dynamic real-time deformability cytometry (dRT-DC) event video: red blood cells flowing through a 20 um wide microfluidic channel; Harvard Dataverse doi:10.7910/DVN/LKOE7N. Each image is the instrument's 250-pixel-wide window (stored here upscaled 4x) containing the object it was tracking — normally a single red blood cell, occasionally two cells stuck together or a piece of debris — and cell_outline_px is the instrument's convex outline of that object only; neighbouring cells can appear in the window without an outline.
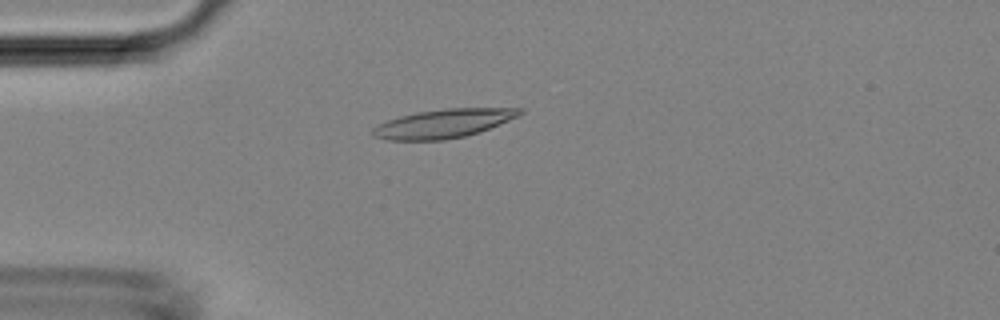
{"species": "Egyptian fruit bat (a non-hibernating species)", "species_latin": "Rousettus aegyptiacus", "temperature_condition": "room temperature", "stored_images_in_passage": 49, "camera_frame_rate_fps": 3000, "um_per_image_px": 0.085, "animal": {"sex": "female"}, "frame": {"image": 1, "passage_image": 12, "time_ms": 3.667, "image_size_px": [1000, 320], "cell_outline_px": [[524, 112], [508, 120], [480, 132], [464, 136], [444, 140], [384, 140], [372, 136], [372, 128], [388, 120], [400, 116], [416, 112], [448, 108], [524, 108]], "centroid_in_image_um": [37.66, 10.5], "position_along_channel_um": 47.3, "area_um2": 24.51}}
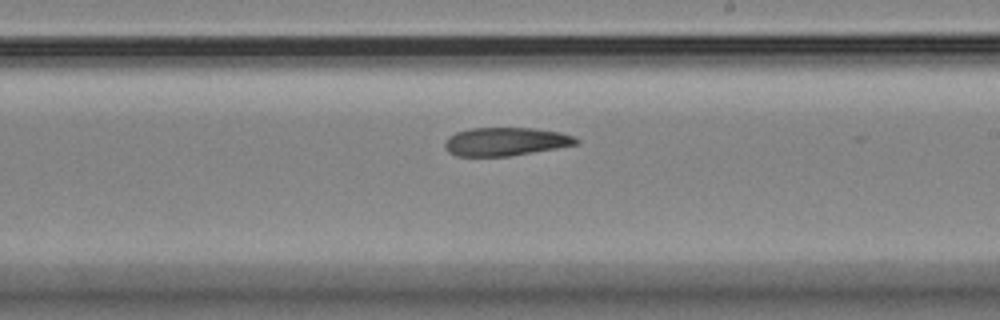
{"frame": {"image": 2, "passage_image": 28, "time_ms": 9.0, "image_size_px": [1000, 320], "cell_outline_px": [[580, 144], [508, 156], [456, 156], [448, 152], [444, 148], [444, 144], [448, 136], [456, 132], [472, 128], [532, 128], [560, 132], [572, 136], [580, 140]], "centroid_in_image_um": [42.95, 12.03], "position_along_channel_um": 246.0, "area_um2": 21.68}}
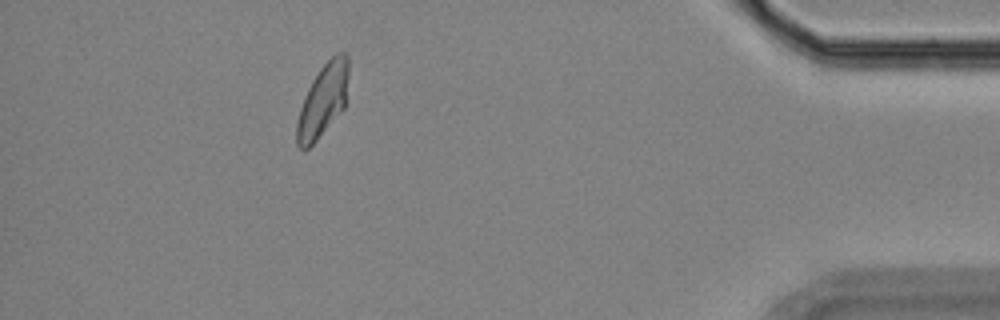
{"frame": {"image": 3, "passage_image": 44, "time_ms": 14.333, "image_size_px": [1000, 320], "cell_outline_px": [[348, 76], [344, 108], [316, 140], [304, 152], [296, 144], [296, 124], [300, 108], [304, 96], [312, 80], [320, 68], [336, 52], [344, 52], [348, 56]], "centroid_in_image_um": [27.43, 8.53], "position_along_channel_um": 407.8, "area_um2": 21.79}}